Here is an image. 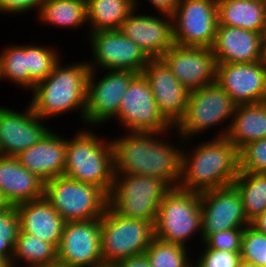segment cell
Here are the masks:
<instances>
[{"instance_id": "1", "label": "cell", "mask_w": 266, "mask_h": 267, "mask_svg": "<svg viewBox=\"0 0 266 267\" xmlns=\"http://www.w3.org/2000/svg\"><path fill=\"white\" fill-rule=\"evenodd\" d=\"M164 134L167 136L166 132H127L126 136L111 139L114 174L155 177L176 188L181 178L182 148L180 146L186 147V145H182L184 140L178 136L181 139L178 141L181 145L177 148L175 144L159 137H165Z\"/></svg>"}, {"instance_id": "2", "label": "cell", "mask_w": 266, "mask_h": 267, "mask_svg": "<svg viewBox=\"0 0 266 267\" xmlns=\"http://www.w3.org/2000/svg\"><path fill=\"white\" fill-rule=\"evenodd\" d=\"M182 148L178 188L202 193L232 185L239 173V151L226 137L201 142L193 151Z\"/></svg>"}, {"instance_id": "3", "label": "cell", "mask_w": 266, "mask_h": 267, "mask_svg": "<svg viewBox=\"0 0 266 267\" xmlns=\"http://www.w3.org/2000/svg\"><path fill=\"white\" fill-rule=\"evenodd\" d=\"M61 64L59 60L49 76L34 86L29 104L43 120L77 110L84 121L88 63L80 61L64 67Z\"/></svg>"}, {"instance_id": "4", "label": "cell", "mask_w": 266, "mask_h": 267, "mask_svg": "<svg viewBox=\"0 0 266 267\" xmlns=\"http://www.w3.org/2000/svg\"><path fill=\"white\" fill-rule=\"evenodd\" d=\"M90 128L67 139L63 176L93 184L109 195L114 180L112 141L102 140Z\"/></svg>"}, {"instance_id": "5", "label": "cell", "mask_w": 266, "mask_h": 267, "mask_svg": "<svg viewBox=\"0 0 266 267\" xmlns=\"http://www.w3.org/2000/svg\"><path fill=\"white\" fill-rule=\"evenodd\" d=\"M171 189L159 178L114 174L108 206L123 217L155 222L160 203Z\"/></svg>"}, {"instance_id": "6", "label": "cell", "mask_w": 266, "mask_h": 267, "mask_svg": "<svg viewBox=\"0 0 266 267\" xmlns=\"http://www.w3.org/2000/svg\"><path fill=\"white\" fill-rule=\"evenodd\" d=\"M153 221L126 218L107 206L100 218L101 252L104 264L145 254L155 239Z\"/></svg>"}, {"instance_id": "7", "label": "cell", "mask_w": 266, "mask_h": 267, "mask_svg": "<svg viewBox=\"0 0 266 267\" xmlns=\"http://www.w3.org/2000/svg\"><path fill=\"white\" fill-rule=\"evenodd\" d=\"M236 104L231 97L215 82L189 93L184 117L175 127L177 134L187 144L191 137L214 128L213 126L228 123L216 137H226L231 125ZM231 120V121H228ZM187 140V141H186Z\"/></svg>"}, {"instance_id": "8", "label": "cell", "mask_w": 266, "mask_h": 267, "mask_svg": "<svg viewBox=\"0 0 266 267\" xmlns=\"http://www.w3.org/2000/svg\"><path fill=\"white\" fill-rule=\"evenodd\" d=\"M44 197L65 222L101 218L108 206V195L101 188L65 176L45 182Z\"/></svg>"}, {"instance_id": "9", "label": "cell", "mask_w": 266, "mask_h": 267, "mask_svg": "<svg viewBox=\"0 0 266 267\" xmlns=\"http://www.w3.org/2000/svg\"><path fill=\"white\" fill-rule=\"evenodd\" d=\"M154 228L163 242L185 246L197 232L203 243L200 193L172 188L160 203Z\"/></svg>"}, {"instance_id": "10", "label": "cell", "mask_w": 266, "mask_h": 267, "mask_svg": "<svg viewBox=\"0 0 266 267\" xmlns=\"http://www.w3.org/2000/svg\"><path fill=\"white\" fill-rule=\"evenodd\" d=\"M172 22L176 45L211 48L218 26L217 0H179Z\"/></svg>"}, {"instance_id": "11", "label": "cell", "mask_w": 266, "mask_h": 267, "mask_svg": "<svg viewBox=\"0 0 266 267\" xmlns=\"http://www.w3.org/2000/svg\"><path fill=\"white\" fill-rule=\"evenodd\" d=\"M97 69L90 70L86 85L84 124L100 126L118 114L121 99L132 79L138 74L129 70H107L97 79ZM114 117V118H113Z\"/></svg>"}, {"instance_id": "12", "label": "cell", "mask_w": 266, "mask_h": 267, "mask_svg": "<svg viewBox=\"0 0 266 267\" xmlns=\"http://www.w3.org/2000/svg\"><path fill=\"white\" fill-rule=\"evenodd\" d=\"M127 132H170L174 129L160 114L148 81L138 73L124 93L115 119Z\"/></svg>"}, {"instance_id": "13", "label": "cell", "mask_w": 266, "mask_h": 267, "mask_svg": "<svg viewBox=\"0 0 266 267\" xmlns=\"http://www.w3.org/2000/svg\"><path fill=\"white\" fill-rule=\"evenodd\" d=\"M91 42L93 63L88 61L90 70H129L141 73L150 58L120 30L95 31L88 33ZM91 62V63H90Z\"/></svg>"}, {"instance_id": "14", "label": "cell", "mask_w": 266, "mask_h": 267, "mask_svg": "<svg viewBox=\"0 0 266 267\" xmlns=\"http://www.w3.org/2000/svg\"><path fill=\"white\" fill-rule=\"evenodd\" d=\"M57 261L71 267L103 265L100 218L65 222L57 248Z\"/></svg>"}, {"instance_id": "15", "label": "cell", "mask_w": 266, "mask_h": 267, "mask_svg": "<svg viewBox=\"0 0 266 267\" xmlns=\"http://www.w3.org/2000/svg\"><path fill=\"white\" fill-rule=\"evenodd\" d=\"M200 204L203 242L213 233L245 228L250 224L233 185L200 193Z\"/></svg>"}, {"instance_id": "16", "label": "cell", "mask_w": 266, "mask_h": 267, "mask_svg": "<svg viewBox=\"0 0 266 267\" xmlns=\"http://www.w3.org/2000/svg\"><path fill=\"white\" fill-rule=\"evenodd\" d=\"M216 83L236 105L266 102V62L217 63Z\"/></svg>"}, {"instance_id": "17", "label": "cell", "mask_w": 266, "mask_h": 267, "mask_svg": "<svg viewBox=\"0 0 266 267\" xmlns=\"http://www.w3.org/2000/svg\"><path fill=\"white\" fill-rule=\"evenodd\" d=\"M161 59L189 91L216 82L217 62L211 48L174 44Z\"/></svg>"}, {"instance_id": "18", "label": "cell", "mask_w": 266, "mask_h": 267, "mask_svg": "<svg viewBox=\"0 0 266 267\" xmlns=\"http://www.w3.org/2000/svg\"><path fill=\"white\" fill-rule=\"evenodd\" d=\"M141 73L148 81L160 114L175 128L185 115L190 91L161 58L150 59Z\"/></svg>"}, {"instance_id": "19", "label": "cell", "mask_w": 266, "mask_h": 267, "mask_svg": "<svg viewBox=\"0 0 266 267\" xmlns=\"http://www.w3.org/2000/svg\"><path fill=\"white\" fill-rule=\"evenodd\" d=\"M32 110L23 112L0 106V155L16 157L39 142L51 129Z\"/></svg>"}, {"instance_id": "20", "label": "cell", "mask_w": 266, "mask_h": 267, "mask_svg": "<svg viewBox=\"0 0 266 267\" xmlns=\"http://www.w3.org/2000/svg\"><path fill=\"white\" fill-rule=\"evenodd\" d=\"M136 9L137 7L129 14L119 30L150 59L161 58L175 44L172 15H139Z\"/></svg>"}, {"instance_id": "21", "label": "cell", "mask_w": 266, "mask_h": 267, "mask_svg": "<svg viewBox=\"0 0 266 267\" xmlns=\"http://www.w3.org/2000/svg\"><path fill=\"white\" fill-rule=\"evenodd\" d=\"M217 63H254L264 60L263 34L218 25L211 47Z\"/></svg>"}, {"instance_id": "22", "label": "cell", "mask_w": 266, "mask_h": 267, "mask_svg": "<svg viewBox=\"0 0 266 267\" xmlns=\"http://www.w3.org/2000/svg\"><path fill=\"white\" fill-rule=\"evenodd\" d=\"M67 139L51 129L39 142L17 155L21 165L44 183L63 176Z\"/></svg>"}, {"instance_id": "23", "label": "cell", "mask_w": 266, "mask_h": 267, "mask_svg": "<svg viewBox=\"0 0 266 267\" xmlns=\"http://www.w3.org/2000/svg\"><path fill=\"white\" fill-rule=\"evenodd\" d=\"M0 192L11 206L44 197V182L17 157L0 155Z\"/></svg>"}, {"instance_id": "24", "label": "cell", "mask_w": 266, "mask_h": 267, "mask_svg": "<svg viewBox=\"0 0 266 267\" xmlns=\"http://www.w3.org/2000/svg\"><path fill=\"white\" fill-rule=\"evenodd\" d=\"M20 230L53 244L60 243L65 220L45 197L16 206Z\"/></svg>"}, {"instance_id": "25", "label": "cell", "mask_w": 266, "mask_h": 267, "mask_svg": "<svg viewBox=\"0 0 266 267\" xmlns=\"http://www.w3.org/2000/svg\"><path fill=\"white\" fill-rule=\"evenodd\" d=\"M266 137V102L236 105L226 138L240 151Z\"/></svg>"}, {"instance_id": "26", "label": "cell", "mask_w": 266, "mask_h": 267, "mask_svg": "<svg viewBox=\"0 0 266 267\" xmlns=\"http://www.w3.org/2000/svg\"><path fill=\"white\" fill-rule=\"evenodd\" d=\"M218 25L265 33L266 14L263 0H217Z\"/></svg>"}, {"instance_id": "27", "label": "cell", "mask_w": 266, "mask_h": 267, "mask_svg": "<svg viewBox=\"0 0 266 267\" xmlns=\"http://www.w3.org/2000/svg\"><path fill=\"white\" fill-rule=\"evenodd\" d=\"M87 22L95 31L119 30L129 14L138 6L137 0H86Z\"/></svg>"}, {"instance_id": "28", "label": "cell", "mask_w": 266, "mask_h": 267, "mask_svg": "<svg viewBox=\"0 0 266 267\" xmlns=\"http://www.w3.org/2000/svg\"><path fill=\"white\" fill-rule=\"evenodd\" d=\"M36 15L42 24L54 27L77 29L88 25L86 0H45Z\"/></svg>"}, {"instance_id": "29", "label": "cell", "mask_w": 266, "mask_h": 267, "mask_svg": "<svg viewBox=\"0 0 266 267\" xmlns=\"http://www.w3.org/2000/svg\"><path fill=\"white\" fill-rule=\"evenodd\" d=\"M19 262L26 263L25 266L27 267L51 265L57 262V248L49 242L19 230L13 248L12 267H18Z\"/></svg>"}, {"instance_id": "30", "label": "cell", "mask_w": 266, "mask_h": 267, "mask_svg": "<svg viewBox=\"0 0 266 267\" xmlns=\"http://www.w3.org/2000/svg\"><path fill=\"white\" fill-rule=\"evenodd\" d=\"M232 185L237 189L247 220L251 222L266 209V173L239 171Z\"/></svg>"}, {"instance_id": "31", "label": "cell", "mask_w": 266, "mask_h": 267, "mask_svg": "<svg viewBox=\"0 0 266 267\" xmlns=\"http://www.w3.org/2000/svg\"><path fill=\"white\" fill-rule=\"evenodd\" d=\"M58 50L49 46L27 45L28 90L46 79L61 60Z\"/></svg>"}, {"instance_id": "32", "label": "cell", "mask_w": 266, "mask_h": 267, "mask_svg": "<svg viewBox=\"0 0 266 267\" xmlns=\"http://www.w3.org/2000/svg\"><path fill=\"white\" fill-rule=\"evenodd\" d=\"M2 77L28 91L27 44L9 45L2 49Z\"/></svg>"}, {"instance_id": "33", "label": "cell", "mask_w": 266, "mask_h": 267, "mask_svg": "<svg viewBox=\"0 0 266 267\" xmlns=\"http://www.w3.org/2000/svg\"><path fill=\"white\" fill-rule=\"evenodd\" d=\"M187 247L154 239L145 252L151 267H193Z\"/></svg>"}, {"instance_id": "34", "label": "cell", "mask_w": 266, "mask_h": 267, "mask_svg": "<svg viewBox=\"0 0 266 267\" xmlns=\"http://www.w3.org/2000/svg\"><path fill=\"white\" fill-rule=\"evenodd\" d=\"M241 260L266 266V234L254 229L250 224L244 229L241 245Z\"/></svg>"}, {"instance_id": "35", "label": "cell", "mask_w": 266, "mask_h": 267, "mask_svg": "<svg viewBox=\"0 0 266 267\" xmlns=\"http://www.w3.org/2000/svg\"><path fill=\"white\" fill-rule=\"evenodd\" d=\"M239 171L266 173V137L248 143L239 151Z\"/></svg>"}, {"instance_id": "36", "label": "cell", "mask_w": 266, "mask_h": 267, "mask_svg": "<svg viewBox=\"0 0 266 267\" xmlns=\"http://www.w3.org/2000/svg\"><path fill=\"white\" fill-rule=\"evenodd\" d=\"M199 259L193 267H239L241 261L240 252L220 251L208 248L204 245Z\"/></svg>"}, {"instance_id": "37", "label": "cell", "mask_w": 266, "mask_h": 267, "mask_svg": "<svg viewBox=\"0 0 266 267\" xmlns=\"http://www.w3.org/2000/svg\"><path fill=\"white\" fill-rule=\"evenodd\" d=\"M244 229L235 228L213 233L203 242V245L220 251L240 252Z\"/></svg>"}, {"instance_id": "38", "label": "cell", "mask_w": 266, "mask_h": 267, "mask_svg": "<svg viewBox=\"0 0 266 267\" xmlns=\"http://www.w3.org/2000/svg\"><path fill=\"white\" fill-rule=\"evenodd\" d=\"M19 230L20 221L16 206H10L0 212V239H5L14 248Z\"/></svg>"}, {"instance_id": "39", "label": "cell", "mask_w": 266, "mask_h": 267, "mask_svg": "<svg viewBox=\"0 0 266 267\" xmlns=\"http://www.w3.org/2000/svg\"><path fill=\"white\" fill-rule=\"evenodd\" d=\"M45 0H0V12L1 13H14L17 15L20 13L25 14L30 10L37 9L40 12L42 3ZM33 8V9H32Z\"/></svg>"}, {"instance_id": "40", "label": "cell", "mask_w": 266, "mask_h": 267, "mask_svg": "<svg viewBox=\"0 0 266 267\" xmlns=\"http://www.w3.org/2000/svg\"><path fill=\"white\" fill-rule=\"evenodd\" d=\"M157 12L172 15L179 0H148Z\"/></svg>"}, {"instance_id": "41", "label": "cell", "mask_w": 266, "mask_h": 267, "mask_svg": "<svg viewBox=\"0 0 266 267\" xmlns=\"http://www.w3.org/2000/svg\"><path fill=\"white\" fill-rule=\"evenodd\" d=\"M115 265L116 267H151L145 254L120 260Z\"/></svg>"}, {"instance_id": "42", "label": "cell", "mask_w": 266, "mask_h": 267, "mask_svg": "<svg viewBox=\"0 0 266 267\" xmlns=\"http://www.w3.org/2000/svg\"><path fill=\"white\" fill-rule=\"evenodd\" d=\"M250 225L257 231L266 234V209L250 222Z\"/></svg>"}, {"instance_id": "43", "label": "cell", "mask_w": 266, "mask_h": 267, "mask_svg": "<svg viewBox=\"0 0 266 267\" xmlns=\"http://www.w3.org/2000/svg\"><path fill=\"white\" fill-rule=\"evenodd\" d=\"M13 247L5 240L0 239V258L12 260Z\"/></svg>"}, {"instance_id": "44", "label": "cell", "mask_w": 266, "mask_h": 267, "mask_svg": "<svg viewBox=\"0 0 266 267\" xmlns=\"http://www.w3.org/2000/svg\"><path fill=\"white\" fill-rule=\"evenodd\" d=\"M10 206L11 205L8 203V201L4 198V196L0 192V212L5 211Z\"/></svg>"}, {"instance_id": "45", "label": "cell", "mask_w": 266, "mask_h": 267, "mask_svg": "<svg viewBox=\"0 0 266 267\" xmlns=\"http://www.w3.org/2000/svg\"><path fill=\"white\" fill-rule=\"evenodd\" d=\"M239 267H261V266H259L257 264H254V263H251V262H247V261L241 260Z\"/></svg>"}, {"instance_id": "46", "label": "cell", "mask_w": 266, "mask_h": 267, "mask_svg": "<svg viewBox=\"0 0 266 267\" xmlns=\"http://www.w3.org/2000/svg\"><path fill=\"white\" fill-rule=\"evenodd\" d=\"M0 267H12L11 261L8 259L0 258Z\"/></svg>"}, {"instance_id": "47", "label": "cell", "mask_w": 266, "mask_h": 267, "mask_svg": "<svg viewBox=\"0 0 266 267\" xmlns=\"http://www.w3.org/2000/svg\"><path fill=\"white\" fill-rule=\"evenodd\" d=\"M41 267H71V266L59 263L57 261L55 263H52L51 265H46V266H41Z\"/></svg>"}, {"instance_id": "48", "label": "cell", "mask_w": 266, "mask_h": 267, "mask_svg": "<svg viewBox=\"0 0 266 267\" xmlns=\"http://www.w3.org/2000/svg\"><path fill=\"white\" fill-rule=\"evenodd\" d=\"M263 44H264V61L266 62V30L263 34Z\"/></svg>"}, {"instance_id": "49", "label": "cell", "mask_w": 266, "mask_h": 267, "mask_svg": "<svg viewBox=\"0 0 266 267\" xmlns=\"http://www.w3.org/2000/svg\"><path fill=\"white\" fill-rule=\"evenodd\" d=\"M97 267H116V265L115 264H103Z\"/></svg>"}, {"instance_id": "50", "label": "cell", "mask_w": 266, "mask_h": 267, "mask_svg": "<svg viewBox=\"0 0 266 267\" xmlns=\"http://www.w3.org/2000/svg\"><path fill=\"white\" fill-rule=\"evenodd\" d=\"M3 77H2V69H1V62H0V80H2Z\"/></svg>"}, {"instance_id": "51", "label": "cell", "mask_w": 266, "mask_h": 267, "mask_svg": "<svg viewBox=\"0 0 266 267\" xmlns=\"http://www.w3.org/2000/svg\"><path fill=\"white\" fill-rule=\"evenodd\" d=\"M263 4H264V9H265V14H266V0H263Z\"/></svg>"}]
</instances>
